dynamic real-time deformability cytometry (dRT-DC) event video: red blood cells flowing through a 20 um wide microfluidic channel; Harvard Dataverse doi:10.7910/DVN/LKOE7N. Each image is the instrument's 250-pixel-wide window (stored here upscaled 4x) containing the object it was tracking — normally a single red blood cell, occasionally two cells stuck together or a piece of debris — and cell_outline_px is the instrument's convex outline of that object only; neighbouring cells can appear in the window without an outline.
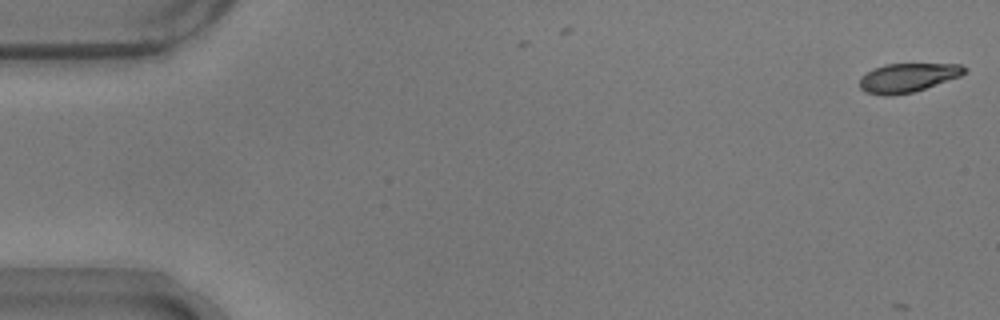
{"species": "common noctule bat (a hibernating species)", "species_latin": "Nyctalus noctula", "temperature_condition": "warm", "stored_images_in_passage": 5, "camera_frame_rate_fps": 3000, "um_per_image_px": 0.085, "animal": {"sex": "male", "body_mass_g": 17.9}, "frame": {"image": 1, "passage_image": 1, "time_ms": 0.0, "image_size_px": [1000, 320], "cell_outline_px": [[968, 68], [960, 76], [912, 92], [892, 96], [884, 96], [864, 92], [860, 88], [860, 76], [872, 68], [884, 64], [960, 64]], "centroid_in_image_um": [77.09, 6.6], "position_along_channel_um": 7.9, "area_um2": 17.69}}